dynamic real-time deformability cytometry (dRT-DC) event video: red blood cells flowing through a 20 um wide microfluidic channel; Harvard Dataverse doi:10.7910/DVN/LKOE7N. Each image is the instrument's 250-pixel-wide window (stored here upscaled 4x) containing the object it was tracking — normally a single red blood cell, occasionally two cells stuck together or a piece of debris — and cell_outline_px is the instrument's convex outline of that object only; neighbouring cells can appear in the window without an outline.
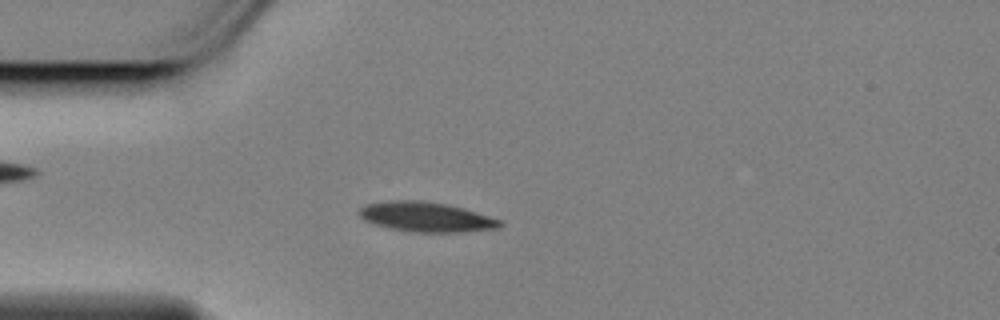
{"species": "Egyptian fruit bat (a non-hibernating species)", "species_latin": "Rousettus aegyptiacus", "temperature_condition": "cold", "stored_images_in_passage": 39, "camera_frame_rate_fps": 3000, "um_per_image_px": 0.085, "animal": {"sex": "female"}, "frame": {"image": 1, "passage_image": 7, "time_ms": 2.0, "image_size_px": [1000, 320], "cell_outline_px": [[504, 224], [500, 228], [464, 232], [412, 232], [388, 228], [372, 224], [364, 220], [360, 216], [360, 208], [368, 204], [392, 200], [420, 200], [448, 204], [464, 208], [500, 220]], "centroid_in_image_um": [36.24, 18.45], "position_along_channel_um": 48.8, "area_um2": 24.51}}
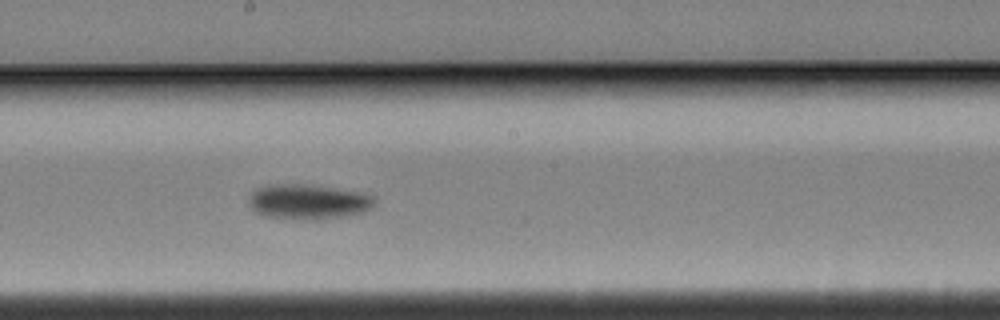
{"frame": {"image": 2, "passage_image": 23, "time_ms": 7.333, "image_size_px": [1000, 320], "cell_outline_px": [[376, 200], [372, 208], [360, 212], [340, 216], [316, 220], [296, 220], [264, 216], [256, 212], [248, 204], [248, 200], [252, 192], [256, 188], [268, 184], [304, 184], [360, 192], [372, 196]], "centroid_in_image_um": [26.13, 17.15], "position_along_channel_um": 222.1, "area_um2": 25.66}}
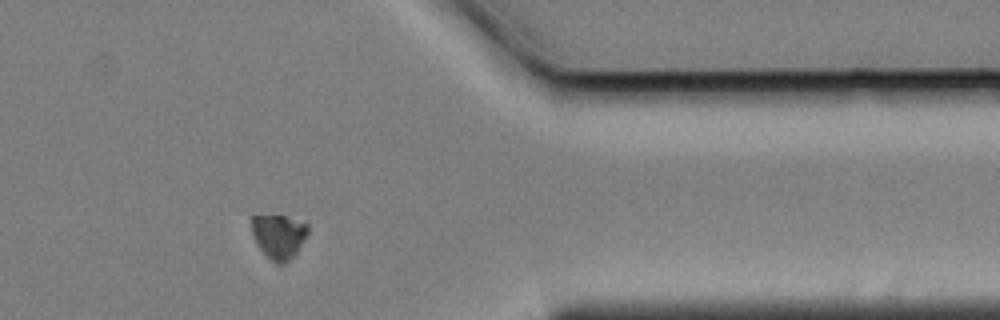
{"frame": {"image": 3, "passage_image": 39, "time_ms": 12.667, "image_size_px": [1000, 320], "cell_outline_px": [[308, 232], [304, 240], [296, 252], [284, 264], [276, 264], [260, 248], [252, 232], [252, 216], [284, 216], [308, 220]], "centroid_in_image_um": [23.75, 20.05], "position_along_channel_um": 387.6, "area_um2": 14.39}, "authors_computed_cell_mechanics": {"area_um2": 24.0448, "velocity_mm_per_s": 3.4449, "shape_relaxation_time_tau1_ms": 3.3066, "shape_relaxation_time_tau2_ms": null, "deformation_change_tau1": 0.1145, "deformation_change_tau2": null}}